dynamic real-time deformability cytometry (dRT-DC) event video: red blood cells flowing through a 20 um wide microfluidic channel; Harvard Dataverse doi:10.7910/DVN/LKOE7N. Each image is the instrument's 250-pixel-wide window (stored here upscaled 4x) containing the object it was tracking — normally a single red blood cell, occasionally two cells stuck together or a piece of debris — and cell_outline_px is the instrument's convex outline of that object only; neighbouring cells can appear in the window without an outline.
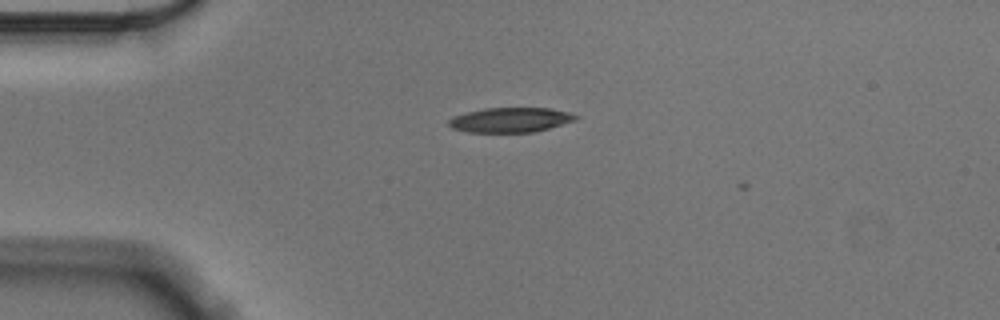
{"species": "Egyptian fruit bat (a non-hibernating species)", "species_latin": "Rousettus aegyptiacus", "temperature_condition": "cold", "stored_images_in_passage": 3, "camera_frame_rate_fps": 3000, "um_per_image_px": 0.085, "animal": {"sex": "male"}, "frame": {"image": 1, "passage_image": 1, "time_ms": 0.0, "image_size_px": [1000, 320], "cell_outline_px": [[580, 116], [576, 120], [548, 128], [532, 132], [468, 132], [452, 128], [448, 124], [448, 120], [452, 116], [464, 112], [484, 108], [552, 108], [568, 112]], "centroid_in_image_um": [43.36, 10.18], "position_along_channel_um": 41.6, "area_um2": 18.38}}